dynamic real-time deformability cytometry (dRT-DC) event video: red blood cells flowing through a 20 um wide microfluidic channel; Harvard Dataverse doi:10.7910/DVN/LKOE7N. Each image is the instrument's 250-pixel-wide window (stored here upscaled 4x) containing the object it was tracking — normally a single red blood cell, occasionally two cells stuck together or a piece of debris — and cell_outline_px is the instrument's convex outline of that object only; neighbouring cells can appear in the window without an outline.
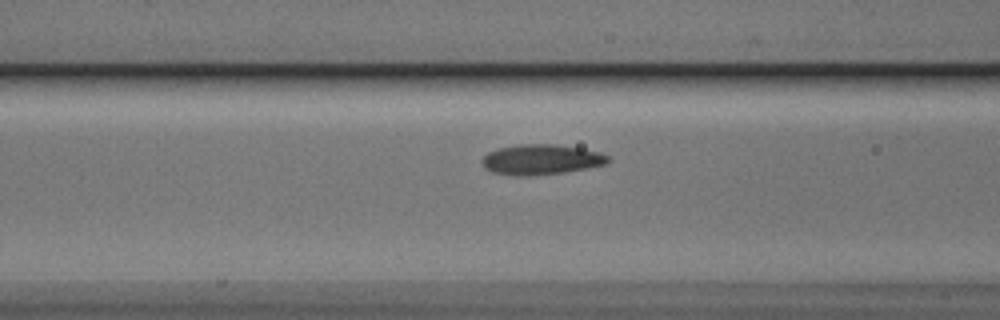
{"species": "Egyptian fruit bat (a non-hibernating species)", "species_latin": "Rousettus aegyptiacus", "temperature_condition": "cold", "stored_images_in_passage": 26, "camera_frame_rate_fps": 3000, "um_per_image_px": 0.085, "animal": {"sex": "male"}, "frame": {"image": 1, "passage_image": 9, "time_ms": 2.667, "image_size_px": [1000, 320], "cell_outline_px": [[612, 160], [608, 164], [588, 168], [564, 172], [524, 176], [516, 176], [492, 172], [484, 168], [480, 160], [488, 152], [500, 148], [520, 144], [556, 144], [580, 148], [600, 152], [608, 156]], "centroid_in_image_um": [46.01, 13.56], "position_along_channel_um": 120.6, "area_um2": 22.31}}
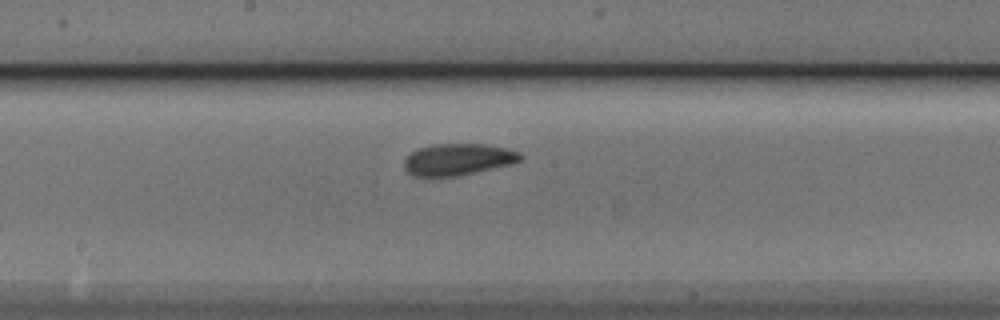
{"frame": {"image": 2, "passage_image": 16, "time_ms": 5.0, "image_size_px": [1000, 320], "cell_outline_px": [[524, 156], [520, 160], [512, 164], [456, 176], [412, 176], [404, 168], [404, 160], [412, 152], [420, 148], [432, 144], [484, 144], [504, 148], [520, 152]], "centroid_in_image_um": [38.93, 13.55], "position_along_channel_um": 209.3, "area_um2": 21.27}}
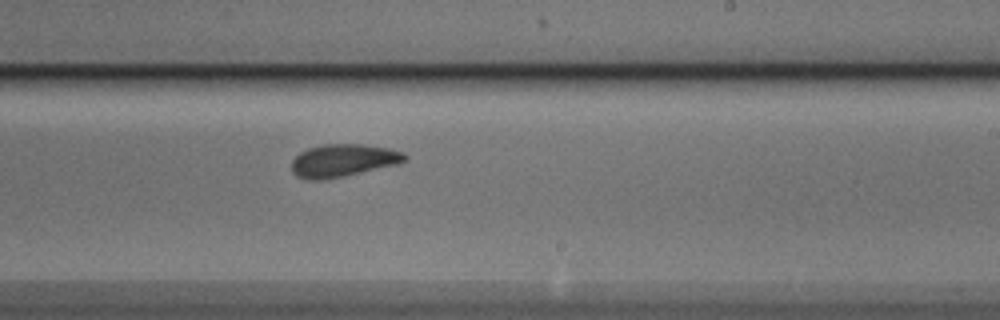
{"frame": {"image": 3, "passage_image": 20, "time_ms": 6.333, "image_size_px": [1000, 320], "cell_outline_px": [[408, 160], [400, 164], [344, 176], [324, 180], [308, 180], [296, 176], [292, 172], [292, 160], [300, 152], [308, 148], [320, 144], [360, 144], [388, 148], [404, 152], [408, 156]], "centroid_in_image_um": [29.18, 13.64], "position_along_channel_um": 259.8, "area_um2": 21.85}}